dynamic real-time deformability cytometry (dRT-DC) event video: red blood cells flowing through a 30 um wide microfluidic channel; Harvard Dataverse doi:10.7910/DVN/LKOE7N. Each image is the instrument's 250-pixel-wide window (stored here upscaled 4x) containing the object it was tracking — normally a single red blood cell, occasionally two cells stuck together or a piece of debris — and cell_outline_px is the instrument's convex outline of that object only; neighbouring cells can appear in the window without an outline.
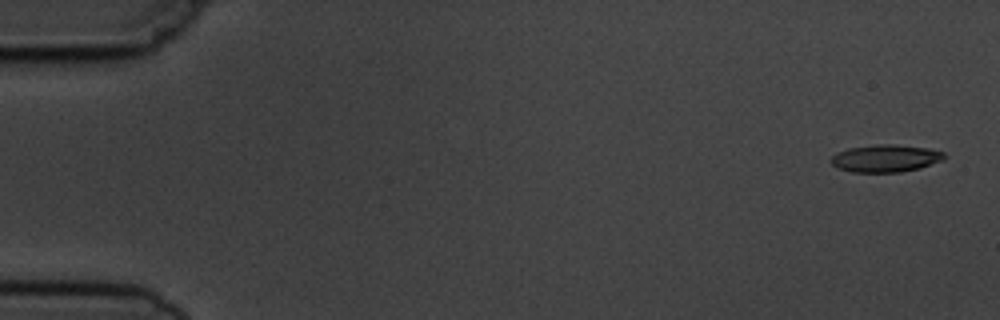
{"species": "common noctule bat (a hibernating species)", "species_latin": "Nyctalus noctula", "temperature_condition": "cold", "stored_images_in_passage": 5, "segment_of_instrument_passage": [1, 2], "camera_frame_rate_fps": 3000, "um_per_image_px": 0.085, "animal": {"sex": "male", "body_mass_g": 19.5, "forearm_length_mm": 54.6}, "frame": {"image": 1, "passage_image": 1, "time_ms": 0.0, "image_size_px": [1000, 320], "cell_outline_px": [[944, 160], [920, 168], [900, 172], [852, 172], [840, 168], [832, 164], [828, 160], [836, 152], [848, 148], [876, 144], [892, 144], [928, 148], [944, 152]], "centroid_in_image_um": [75.25, 13.45], "position_along_channel_um": 9.7, "area_um2": 18.15}}